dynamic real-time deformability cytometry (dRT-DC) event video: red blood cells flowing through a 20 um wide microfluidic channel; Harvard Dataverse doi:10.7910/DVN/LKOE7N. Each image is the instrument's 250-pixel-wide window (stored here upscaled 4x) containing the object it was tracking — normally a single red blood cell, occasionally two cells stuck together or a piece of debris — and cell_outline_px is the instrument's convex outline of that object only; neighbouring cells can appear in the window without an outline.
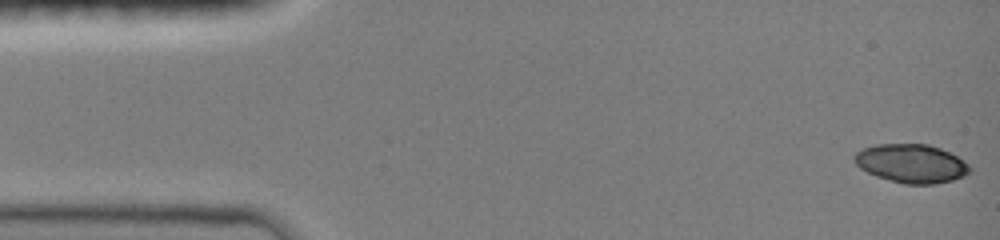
{"species": "common noctule bat (a hibernating species)", "species_latin": "Nyctalus noctula", "temperature_condition": "room temperature", "stored_images_in_passage": 47, "camera_frame_rate_fps": 3000, "um_per_image_px": 0.085, "animal": {"sex": "female", "body_mass_g": 19.0, "forearm_length_mm": 51.5}, "frame": {"image": 1, "passage_image": 1, "time_ms": 0.0, "image_size_px": [1000, 240], "cell_outline_px": [[972, 168], [964, 176], [952, 180], [932, 184], [904, 184], [876, 176], [860, 168], [852, 160], [852, 156], [856, 152], [864, 148], [876, 144], [928, 144], [940, 148], [964, 160]], "centroid_in_image_um": [77.44, 13.89], "position_along_channel_um": 7.6, "area_um2": 25.95}}
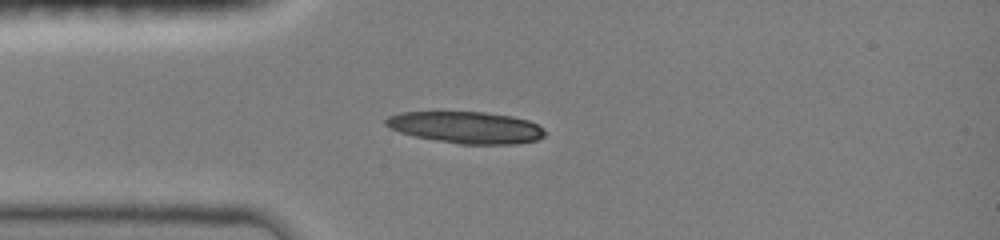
{"frame": {"image": 2, "passage_image": 12, "time_ms": 3.667, "image_size_px": [1000, 240], "cell_outline_px": [[544, 136], [536, 140], [516, 144], [460, 144], [416, 136], [400, 132], [384, 124], [384, 120], [388, 116], [400, 112], [484, 112], [512, 116], [528, 120], [536, 124], [544, 132]], "centroid_in_image_um": [39.61, 10.82], "position_along_channel_um": 45.4, "area_um2": 29.13}}